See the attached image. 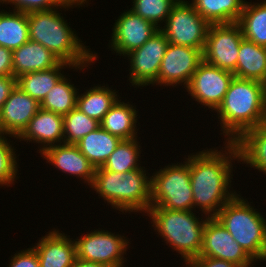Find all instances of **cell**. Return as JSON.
Wrapping results in <instances>:
<instances>
[{"label": "cell", "instance_id": "cell-1", "mask_svg": "<svg viewBox=\"0 0 266 267\" xmlns=\"http://www.w3.org/2000/svg\"><path fill=\"white\" fill-rule=\"evenodd\" d=\"M226 143L224 147L226 149L221 150L222 152L217 149H207L189 155L193 208L201 209L199 211L208 217H215L237 194L228 188H231L229 184L233 176L231 160L239 161V152L234 142Z\"/></svg>", "mask_w": 266, "mask_h": 267}, {"label": "cell", "instance_id": "cell-2", "mask_svg": "<svg viewBox=\"0 0 266 267\" xmlns=\"http://www.w3.org/2000/svg\"><path fill=\"white\" fill-rule=\"evenodd\" d=\"M215 111L226 142H235L245 131L266 121L265 84L233 77Z\"/></svg>", "mask_w": 266, "mask_h": 267}, {"label": "cell", "instance_id": "cell-3", "mask_svg": "<svg viewBox=\"0 0 266 267\" xmlns=\"http://www.w3.org/2000/svg\"><path fill=\"white\" fill-rule=\"evenodd\" d=\"M58 8L27 13L29 40L42 44L61 62L84 69L97 59V53L83 46L82 41L72 31ZM82 67V68H81Z\"/></svg>", "mask_w": 266, "mask_h": 267}, {"label": "cell", "instance_id": "cell-4", "mask_svg": "<svg viewBox=\"0 0 266 267\" xmlns=\"http://www.w3.org/2000/svg\"><path fill=\"white\" fill-rule=\"evenodd\" d=\"M143 168L126 173L96 168L90 187L112 208L123 213H147L151 207V177L146 176V170Z\"/></svg>", "mask_w": 266, "mask_h": 267}, {"label": "cell", "instance_id": "cell-5", "mask_svg": "<svg viewBox=\"0 0 266 267\" xmlns=\"http://www.w3.org/2000/svg\"><path fill=\"white\" fill-rule=\"evenodd\" d=\"M236 194L215 218L254 260H266V219L243 197Z\"/></svg>", "mask_w": 266, "mask_h": 267}, {"label": "cell", "instance_id": "cell-6", "mask_svg": "<svg viewBox=\"0 0 266 267\" xmlns=\"http://www.w3.org/2000/svg\"><path fill=\"white\" fill-rule=\"evenodd\" d=\"M155 231L181 255L184 262L199 256L202 248L203 229L208 220L196 218L193 210L177 211L151 206L147 211Z\"/></svg>", "mask_w": 266, "mask_h": 267}, {"label": "cell", "instance_id": "cell-7", "mask_svg": "<svg viewBox=\"0 0 266 267\" xmlns=\"http://www.w3.org/2000/svg\"><path fill=\"white\" fill-rule=\"evenodd\" d=\"M186 162L165 166L151 177V206L177 211L193 210L189 155Z\"/></svg>", "mask_w": 266, "mask_h": 267}, {"label": "cell", "instance_id": "cell-8", "mask_svg": "<svg viewBox=\"0 0 266 267\" xmlns=\"http://www.w3.org/2000/svg\"><path fill=\"white\" fill-rule=\"evenodd\" d=\"M165 24L159 30L169 43L204 50L210 24L195 10L192 3L178 0Z\"/></svg>", "mask_w": 266, "mask_h": 267}, {"label": "cell", "instance_id": "cell-9", "mask_svg": "<svg viewBox=\"0 0 266 267\" xmlns=\"http://www.w3.org/2000/svg\"><path fill=\"white\" fill-rule=\"evenodd\" d=\"M243 38L242 29L237 22L210 24L202 52L203 61L234 73L238 61L240 42Z\"/></svg>", "mask_w": 266, "mask_h": 267}, {"label": "cell", "instance_id": "cell-10", "mask_svg": "<svg viewBox=\"0 0 266 267\" xmlns=\"http://www.w3.org/2000/svg\"><path fill=\"white\" fill-rule=\"evenodd\" d=\"M125 238L107 230H94L75 240L77 258L108 267H123L126 260L122 255L130 243Z\"/></svg>", "mask_w": 266, "mask_h": 267}, {"label": "cell", "instance_id": "cell-11", "mask_svg": "<svg viewBox=\"0 0 266 267\" xmlns=\"http://www.w3.org/2000/svg\"><path fill=\"white\" fill-rule=\"evenodd\" d=\"M168 44L167 37L158 30L140 48L125 55L131 60L129 80L132 86L158 85L159 69Z\"/></svg>", "mask_w": 266, "mask_h": 267}, {"label": "cell", "instance_id": "cell-12", "mask_svg": "<svg viewBox=\"0 0 266 267\" xmlns=\"http://www.w3.org/2000/svg\"><path fill=\"white\" fill-rule=\"evenodd\" d=\"M234 74L202 61L185 88L192 98L216 110L222 103Z\"/></svg>", "mask_w": 266, "mask_h": 267}, {"label": "cell", "instance_id": "cell-13", "mask_svg": "<svg viewBox=\"0 0 266 267\" xmlns=\"http://www.w3.org/2000/svg\"><path fill=\"white\" fill-rule=\"evenodd\" d=\"M199 256L230 261L239 267H252L255 261L215 217H208L206 221Z\"/></svg>", "mask_w": 266, "mask_h": 267}, {"label": "cell", "instance_id": "cell-14", "mask_svg": "<svg viewBox=\"0 0 266 267\" xmlns=\"http://www.w3.org/2000/svg\"><path fill=\"white\" fill-rule=\"evenodd\" d=\"M202 52L201 49L169 43L161 61L158 84L173 87L183 83L186 88L198 65L203 61Z\"/></svg>", "mask_w": 266, "mask_h": 267}, {"label": "cell", "instance_id": "cell-15", "mask_svg": "<svg viewBox=\"0 0 266 267\" xmlns=\"http://www.w3.org/2000/svg\"><path fill=\"white\" fill-rule=\"evenodd\" d=\"M111 48L120 56L140 48L158 30L153 23L143 19L132 10L124 11L112 28Z\"/></svg>", "mask_w": 266, "mask_h": 267}, {"label": "cell", "instance_id": "cell-16", "mask_svg": "<svg viewBox=\"0 0 266 267\" xmlns=\"http://www.w3.org/2000/svg\"><path fill=\"white\" fill-rule=\"evenodd\" d=\"M39 109L40 103L16 85L0 110L6 134L17 138Z\"/></svg>", "mask_w": 266, "mask_h": 267}, {"label": "cell", "instance_id": "cell-17", "mask_svg": "<svg viewBox=\"0 0 266 267\" xmlns=\"http://www.w3.org/2000/svg\"><path fill=\"white\" fill-rule=\"evenodd\" d=\"M40 155L62 172L80 177L89 186L92 184L95 167L80 152L76 144L53 145L46 148Z\"/></svg>", "mask_w": 266, "mask_h": 267}, {"label": "cell", "instance_id": "cell-18", "mask_svg": "<svg viewBox=\"0 0 266 267\" xmlns=\"http://www.w3.org/2000/svg\"><path fill=\"white\" fill-rule=\"evenodd\" d=\"M40 143L39 153L46 148L64 143L63 116L42 108L30 120L17 139Z\"/></svg>", "mask_w": 266, "mask_h": 267}, {"label": "cell", "instance_id": "cell-19", "mask_svg": "<svg viewBox=\"0 0 266 267\" xmlns=\"http://www.w3.org/2000/svg\"><path fill=\"white\" fill-rule=\"evenodd\" d=\"M33 248L38 254L40 267H70L77 258L75 240L57 229L42 236Z\"/></svg>", "mask_w": 266, "mask_h": 267}, {"label": "cell", "instance_id": "cell-20", "mask_svg": "<svg viewBox=\"0 0 266 267\" xmlns=\"http://www.w3.org/2000/svg\"><path fill=\"white\" fill-rule=\"evenodd\" d=\"M60 62L50 50L31 40L12 51V68L15 78L25 73L54 68Z\"/></svg>", "mask_w": 266, "mask_h": 267}, {"label": "cell", "instance_id": "cell-21", "mask_svg": "<svg viewBox=\"0 0 266 267\" xmlns=\"http://www.w3.org/2000/svg\"><path fill=\"white\" fill-rule=\"evenodd\" d=\"M234 77L266 82V47L243 38L240 42Z\"/></svg>", "mask_w": 266, "mask_h": 267}, {"label": "cell", "instance_id": "cell-22", "mask_svg": "<svg viewBox=\"0 0 266 267\" xmlns=\"http://www.w3.org/2000/svg\"><path fill=\"white\" fill-rule=\"evenodd\" d=\"M239 162L266 174V121L245 131L235 142Z\"/></svg>", "mask_w": 266, "mask_h": 267}, {"label": "cell", "instance_id": "cell-23", "mask_svg": "<svg viewBox=\"0 0 266 267\" xmlns=\"http://www.w3.org/2000/svg\"><path fill=\"white\" fill-rule=\"evenodd\" d=\"M137 111L131 104L117 100L105 114L100 126L121 140L137 138Z\"/></svg>", "mask_w": 266, "mask_h": 267}, {"label": "cell", "instance_id": "cell-24", "mask_svg": "<svg viewBox=\"0 0 266 267\" xmlns=\"http://www.w3.org/2000/svg\"><path fill=\"white\" fill-rule=\"evenodd\" d=\"M120 141L119 137L111 135L100 126L84 136L76 145L96 169L104 165Z\"/></svg>", "mask_w": 266, "mask_h": 267}, {"label": "cell", "instance_id": "cell-25", "mask_svg": "<svg viewBox=\"0 0 266 267\" xmlns=\"http://www.w3.org/2000/svg\"><path fill=\"white\" fill-rule=\"evenodd\" d=\"M71 65L60 62L56 67L44 70L25 73L16 78V85L30 97L39 103L45 98L51 88L64 76L61 70Z\"/></svg>", "mask_w": 266, "mask_h": 267}, {"label": "cell", "instance_id": "cell-26", "mask_svg": "<svg viewBox=\"0 0 266 267\" xmlns=\"http://www.w3.org/2000/svg\"><path fill=\"white\" fill-rule=\"evenodd\" d=\"M245 2V0H192L195 10L209 24L238 22Z\"/></svg>", "mask_w": 266, "mask_h": 267}, {"label": "cell", "instance_id": "cell-27", "mask_svg": "<svg viewBox=\"0 0 266 267\" xmlns=\"http://www.w3.org/2000/svg\"><path fill=\"white\" fill-rule=\"evenodd\" d=\"M29 40L27 13L0 11V46L18 49Z\"/></svg>", "mask_w": 266, "mask_h": 267}, {"label": "cell", "instance_id": "cell-28", "mask_svg": "<svg viewBox=\"0 0 266 267\" xmlns=\"http://www.w3.org/2000/svg\"><path fill=\"white\" fill-rule=\"evenodd\" d=\"M115 90L109 89L105 85L91 87L85 93L77 95L76 107L88 117L101 122L105 114L111 109L119 99Z\"/></svg>", "mask_w": 266, "mask_h": 267}, {"label": "cell", "instance_id": "cell-29", "mask_svg": "<svg viewBox=\"0 0 266 267\" xmlns=\"http://www.w3.org/2000/svg\"><path fill=\"white\" fill-rule=\"evenodd\" d=\"M243 37L255 44L266 47V1L245 2L240 19L237 22Z\"/></svg>", "mask_w": 266, "mask_h": 267}, {"label": "cell", "instance_id": "cell-30", "mask_svg": "<svg viewBox=\"0 0 266 267\" xmlns=\"http://www.w3.org/2000/svg\"><path fill=\"white\" fill-rule=\"evenodd\" d=\"M74 84L64 75L46 94L40 103V108L65 116L76 108L78 92Z\"/></svg>", "mask_w": 266, "mask_h": 267}, {"label": "cell", "instance_id": "cell-31", "mask_svg": "<svg viewBox=\"0 0 266 267\" xmlns=\"http://www.w3.org/2000/svg\"><path fill=\"white\" fill-rule=\"evenodd\" d=\"M137 140V138L121 140L102 168L118 173H126L142 168L138 163L140 161L138 158L141 153V147Z\"/></svg>", "mask_w": 266, "mask_h": 267}, {"label": "cell", "instance_id": "cell-32", "mask_svg": "<svg viewBox=\"0 0 266 267\" xmlns=\"http://www.w3.org/2000/svg\"><path fill=\"white\" fill-rule=\"evenodd\" d=\"M99 127L100 122L88 117L76 107L63 116L64 143L77 144Z\"/></svg>", "mask_w": 266, "mask_h": 267}, {"label": "cell", "instance_id": "cell-33", "mask_svg": "<svg viewBox=\"0 0 266 267\" xmlns=\"http://www.w3.org/2000/svg\"><path fill=\"white\" fill-rule=\"evenodd\" d=\"M178 0H133V6L130 8L135 14L140 15L143 19L153 23L157 28L160 24L166 22L173 5Z\"/></svg>", "mask_w": 266, "mask_h": 267}, {"label": "cell", "instance_id": "cell-34", "mask_svg": "<svg viewBox=\"0 0 266 267\" xmlns=\"http://www.w3.org/2000/svg\"><path fill=\"white\" fill-rule=\"evenodd\" d=\"M14 5V11H19L23 13H30L34 11H46L54 8H69L78 5H84L87 0L80 1H66V0H0V3Z\"/></svg>", "mask_w": 266, "mask_h": 267}, {"label": "cell", "instance_id": "cell-35", "mask_svg": "<svg viewBox=\"0 0 266 267\" xmlns=\"http://www.w3.org/2000/svg\"><path fill=\"white\" fill-rule=\"evenodd\" d=\"M16 152L5 136L0 137V186H10L16 179Z\"/></svg>", "mask_w": 266, "mask_h": 267}, {"label": "cell", "instance_id": "cell-36", "mask_svg": "<svg viewBox=\"0 0 266 267\" xmlns=\"http://www.w3.org/2000/svg\"><path fill=\"white\" fill-rule=\"evenodd\" d=\"M9 267H40L38 254L33 247L15 253Z\"/></svg>", "mask_w": 266, "mask_h": 267}, {"label": "cell", "instance_id": "cell-37", "mask_svg": "<svg viewBox=\"0 0 266 267\" xmlns=\"http://www.w3.org/2000/svg\"><path fill=\"white\" fill-rule=\"evenodd\" d=\"M185 264L188 265L187 267H239L233 262L206 256H197L186 261Z\"/></svg>", "mask_w": 266, "mask_h": 267}, {"label": "cell", "instance_id": "cell-38", "mask_svg": "<svg viewBox=\"0 0 266 267\" xmlns=\"http://www.w3.org/2000/svg\"><path fill=\"white\" fill-rule=\"evenodd\" d=\"M15 86L16 78L13 75L0 76V110Z\"/></svg>", "mask_w": 266, "mask_h": 267}, {"label": "cell", "instance_id": "cell-39", "mask_svg": "<svg viewBox=\"0 0 266 267\" xmlns=\"http://www.w3.org/2000/svg\"><path fill=\"white\" fill-rule=\"evenodd\" d=\"M13 75L12 50L0 46V76Z\"/></svg>", "mask_w": 266, "mask_h": 267}, {"label": "cell", "instance_id": "cell-40", "mask_svg": "<svg viewBox=\"0 0 266 267\" xmlns=\"http://www.w3.org/2000/svg\"><path fill=\"white\" fill-rule=\"evenodd\" d=\"M70 267H108V266L102 263L85 261V260L76 258L74 263Z\"/></svg>", "mask_w": 266, "mask_h": 267}, {"label": "cell", "instance_id": "cell-41", "mask_svg": "<svg viewBox=\"0 0 266 267\" xmlns=\"http://www.w3.org/2000/svg\"><path fill=\"white\" fill-rule=\"evenodd\" d=\"M4 134H5L6 137H7V134H6V132H5L4 128H3V125H2L1 111H0V137L5 136Z\"/></svg>", "mask_w": 266, "mask_h": 267}]
</instances>
